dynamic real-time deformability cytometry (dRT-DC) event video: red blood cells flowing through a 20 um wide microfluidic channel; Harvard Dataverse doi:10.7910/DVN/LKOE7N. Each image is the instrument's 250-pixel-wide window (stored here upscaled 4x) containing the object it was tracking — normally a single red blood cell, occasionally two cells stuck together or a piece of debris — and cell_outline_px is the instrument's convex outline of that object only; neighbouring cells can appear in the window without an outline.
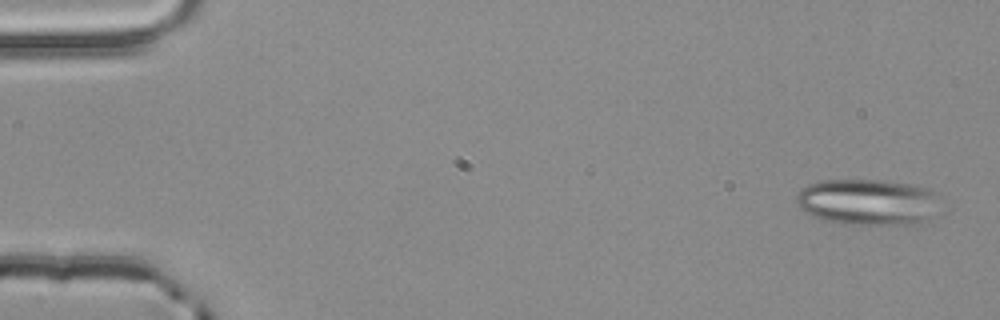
{"species": "common noctule bat (a hibernating species)", "species_latin": "Nyctalus noctula", "temperature_condition": "room temperature", "stored_images_in_passage": 4, "camera_frame_rate_fps": 3000, "um_per_image_px": 0.085, "animal": {"sex": "male", "body_mass_g": 20.4}, "frame": {"image": 1, "passage_image": 1, "time_ms": 0.0, "image_size_px": [1000, 320], "cell_outline_px": [[936, 216], [916, 224], [844, 224], [820, 220], [804, 212], [796, 204], [796, 196], [800, 188], [808, 184], [820, 180], [888, 180], [916, 184], [928, 188], [936, 192]], "centroid_in_image_um": [73.74, 17.16], "position_along_channel_um": 11.3, "area_um2": 39.36}}